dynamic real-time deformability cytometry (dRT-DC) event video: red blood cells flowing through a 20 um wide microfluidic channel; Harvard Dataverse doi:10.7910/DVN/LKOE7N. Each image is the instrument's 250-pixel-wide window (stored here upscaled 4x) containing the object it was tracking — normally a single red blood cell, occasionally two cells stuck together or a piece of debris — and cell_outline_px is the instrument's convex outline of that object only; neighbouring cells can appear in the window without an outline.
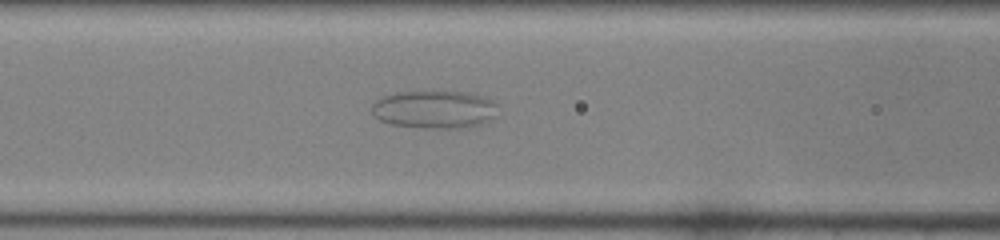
{"species": "common noctule bat (a hibernating species)", "species_latin": "Nyctalus noctula", "temperature_condition": "room temperature", "stored_images_in_passage": 38, "camera_frame_rate_fps": 3000, "um_per_image_px": 0.085, "animal": {"sex": "female", "body_mass_g": 22.0, "forearm_length_mm": 56.7}, "frame": {"image": 1, "passage_image": 10, "time_ms": 3.0, "image_size_px": [1000, 240], "cell_outline_px": [[496, 116], [480, 124], [460, 128], [424, 128], [392, 124], [380, 120], [372, 112], [372, 104], [380, 96], [396, 92], [464, 92], [484, 96], [492, 100], [496, 104]], "centroid_in_image_um": [36.91, 9.3], "position_along_channel_um": 129.7, "area_um2": 27.74}}
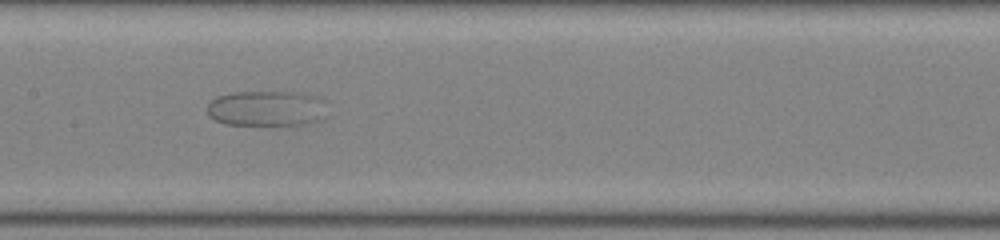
{"frame": {"image": 2, "passage_image": 14, "time_ms": 4.333, "image_size_px": [1000, 240], "cell_outline_px": [[324, 116], [320, 120], [304, 124], [228, 124], [216, 120], [208, 116], [208, 104], [216, 96], [236, 92], [300, 92], [320, 96], [324, 100]], "centroid_in_image_um": [22.68, 9.19], "position_along_channel_um": 184.7, "area_um2": 24.68}}
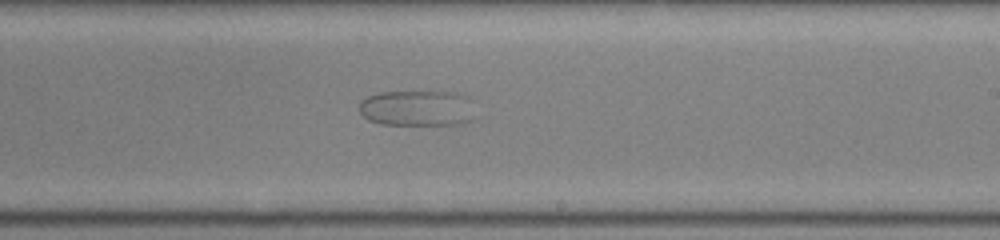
{"frame": {"image": 3, "passage_image": 19, "time_ms": 6.0, "image_size_px": [1000, 240], "cell_outline_px": [[472, 120], [460, 124], [380, 124], [368, 120], [360, 112], [360, 100], [368, 96], [380, 92], [456, 92], [468, 96]], "centroid_in_image_um": [35.41, 9.19], "position_along_channel_um": 253.6, "area_um2": 23.93}}